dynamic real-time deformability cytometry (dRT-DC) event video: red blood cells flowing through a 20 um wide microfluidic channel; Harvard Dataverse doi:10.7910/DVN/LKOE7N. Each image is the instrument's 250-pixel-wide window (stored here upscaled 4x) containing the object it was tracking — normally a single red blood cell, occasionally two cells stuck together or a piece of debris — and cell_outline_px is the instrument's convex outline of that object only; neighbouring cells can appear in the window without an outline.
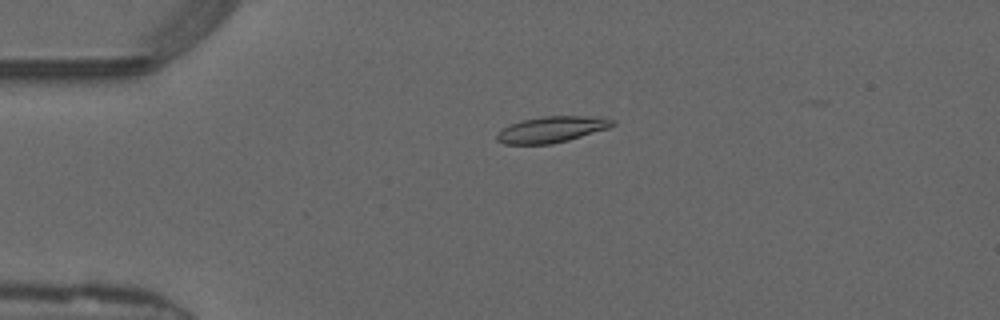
{"species": "common noctule bat (a hibernating species)", "species_latin": "Nyctalus noctula", "temperature_condition": "warm", "stored_images_in_passage": 50, "camera_frame_rate_fps": 3000, "um_per_image_px": 0.085, "animal": {"sex": "male", "forearm_length_mm": 52.5}, "frame": {"image": 1, "passage_image": 12, "time_ms": 3.667, "image_size_px": [1000, 320], "cell_outline_px": [[616, 124], [608, 128], [568, 140], [552, 144], [504, 144], [496, 140], [496, 136], [504, 128], [512, 124], [524, 120], [544, 116], [604, 116], [616, 120]], "centroid_in_image_um": [46.97, 10.99], "position_along_channel_um": 38.0, "area_um2": 17.51}}
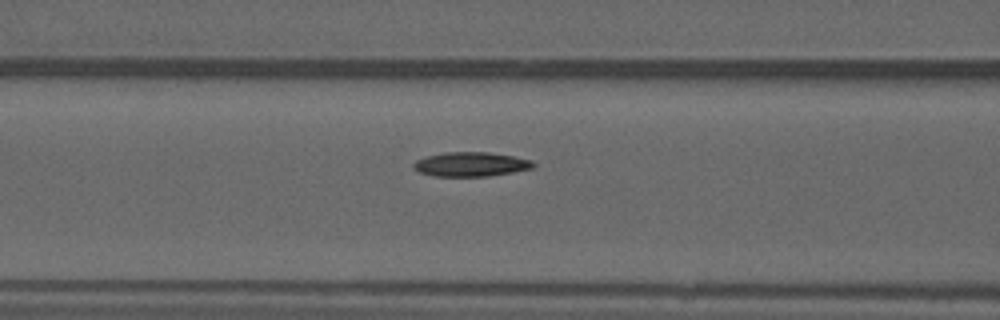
{"frame": {"image": 2, "passage_image": 21, "time_ms": 6.667, "image_size_px": [1000, 320], "cell_outline_px": [[536, 164], [532, 168], [512, 172], [488, 176], [436, 176], [420, 172], [412, 168], [412, 164], [416, 160], [428, 156], [444, 152], [488, 152], [512, 156], [532, 160]], "centroid_in_image_um": [40.01, 13.96], "position_along_channel_um": 126.6, "area_um2": 16.88}}
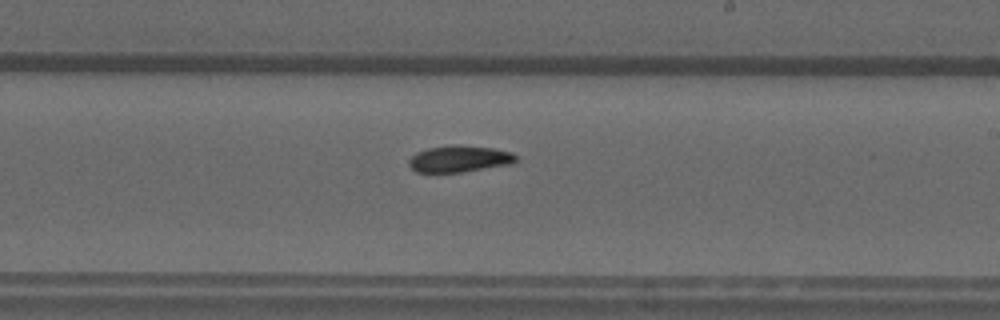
{"frame": {"image": 3, "passage_image": 30, "time_ms": 9.667, "image_size_px": [1000, 320], "cell_outline_px": [[516, 160], [512, 164], [460, 172], [416, 172], [408, 164], [408, 160], [416, 152], [428, 148], [448, 144], [456, 144], [492, 148], [512, 152], [516, 156]], "centroid_in_image_um": [39.02, 13.49], "position_along_channel_um": 250.0, "area_um2": 16.65}, "authors_computed_cell_mechanics": {"area_um2": 16.9643, "velocity_mm_per_s": 4.1215, "shape_relaxation_time_tau1_ms": 6.557, "shape_relaxation_time_tau2_ms": 6.6625, "deformation_change_tau1": 0.2103, "deformation_change_tau2": 0.1175}}